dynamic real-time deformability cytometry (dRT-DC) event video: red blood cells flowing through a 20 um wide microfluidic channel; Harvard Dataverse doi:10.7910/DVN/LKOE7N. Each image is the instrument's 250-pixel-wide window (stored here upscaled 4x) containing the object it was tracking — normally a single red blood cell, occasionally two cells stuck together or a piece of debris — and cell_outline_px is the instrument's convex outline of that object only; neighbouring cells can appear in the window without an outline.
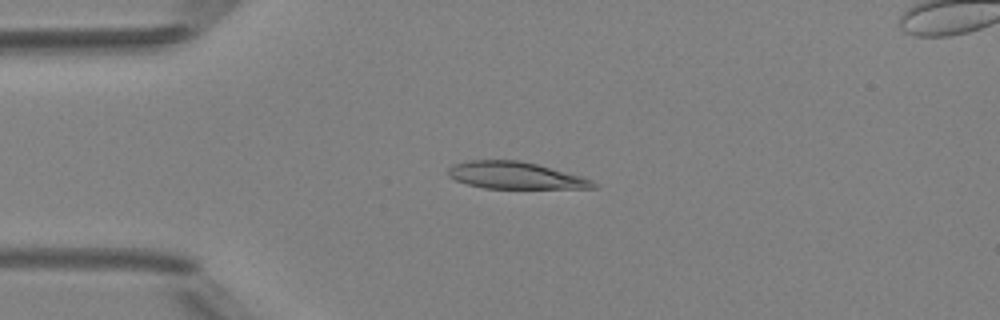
{"species": "Egyptian fruit bat (a non-hibernating species)", "species_latin": "Rousettus aegyptiacus", "temperature_condition": "room temperature", "stored_images_in_passage": 49, "camera_frame_rate_fps": 3000, "um_per_image_px": 0.085, "animal": {"sex": "female"}, "frame": {"image": 1, "passage_image": 12, "time_ms": 3.667, "image_size_px": [1000, 320], "cell_outline_px": [[600, 184], [596, 188], [484, 188], [468, 184], [456, 180], [448, 176], [448, 168], [452, 164], [468, 160], [520, 160], [536, 164], [580, 176], [592, 180]], "centroid_in_image_um": [43.78, 14.91], "position_along_channel_um": 41.2, "area_um2": 22.72}}
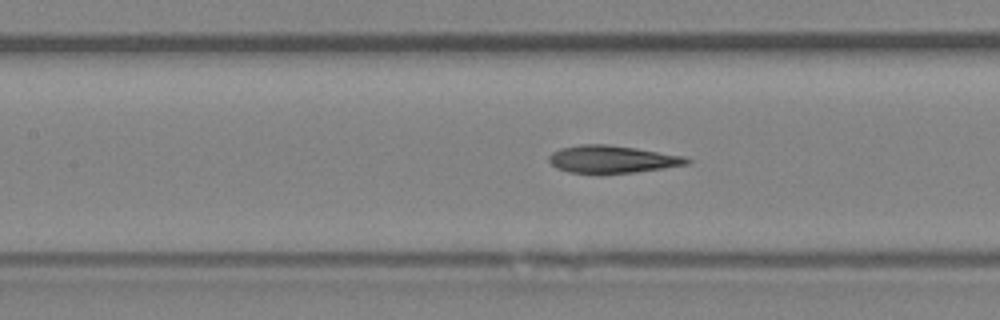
{"frame": {"image": 2, "passage_image": 22, "time_ms": 7.0, "image_size_px": [1000, 320], "cell_outline_px": [[692, 160], [688, 164], [664, 168], [636, 172], [604, 176], [596, 176], [568, 172], [556, 168], [548, 160], [548, 156], [552, 152], [560, 148], [580, 144], [604, 144], [636, 148], [684, 156]], "centroid_in_image_um": [51.98, 13.58], "position_along_channel_um": 155.4, "area_um2": 22.89}}
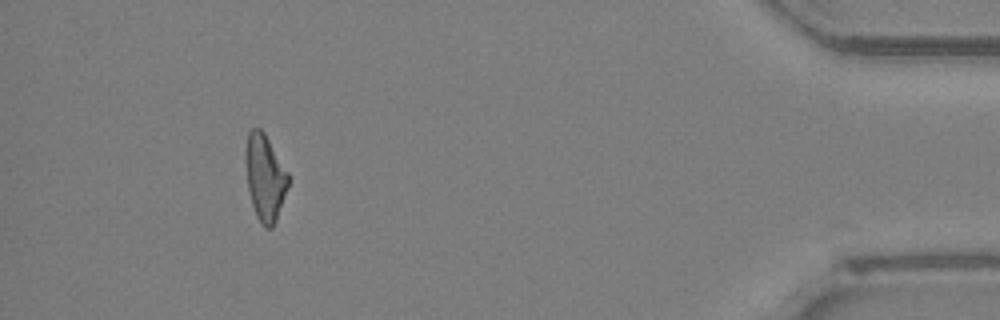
{"frame": {"image": 3, "passage_image": 45, "time_ms": 14.667, "image_size_px": [1000, 320], "cell_outline_px": [[288, 184], [276, 220], [272, 228], [264, 228], [260, 224], [256, 216], [252, 204], [248, 188], [244, 160], [244, 152], [248, 132], [252, 128], [260, 128], [264, 132], [288, 172]], "centroid_in_image_um": [22.49, 15.07], "position_along_channel_um": 412.7, "area_um2": 21.44}, "authors_computed_cell_mechanics": {"area_um2": 22.4842, "velocity_mm_per_s": 4.1912, "shape_relaxation_time_tau1_ms": 6.361, "shape_relaxation_time_tau2_ms": 4.3771, "deformation_change_tau1": 0.1658, "deformation_change_tau2": 0.135}}